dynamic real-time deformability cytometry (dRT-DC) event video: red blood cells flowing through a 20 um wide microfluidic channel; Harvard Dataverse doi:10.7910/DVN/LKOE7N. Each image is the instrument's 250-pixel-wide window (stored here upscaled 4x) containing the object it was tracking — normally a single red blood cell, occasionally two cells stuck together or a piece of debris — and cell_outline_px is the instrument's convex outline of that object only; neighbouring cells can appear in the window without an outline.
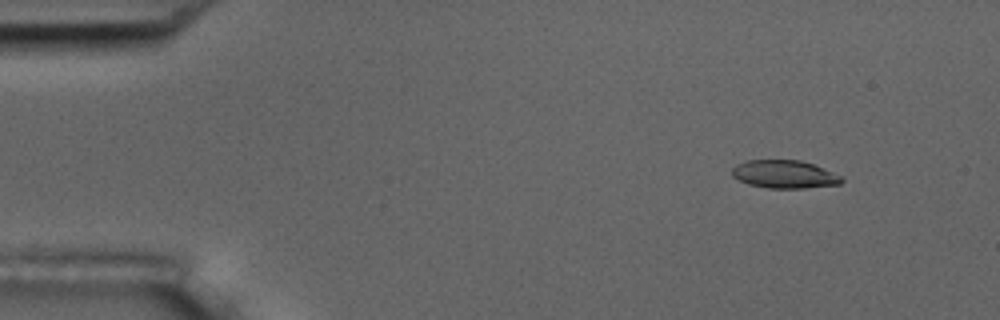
{"species": "common noctule bat (a hibernating species)", "species_latin": "Nyctalus noctula", "temperature_condition": "room temperature", "stored_images_in_passage": 5, "camera_frame_rate_fps": 3000, "um_per_image_px": 0.085, "animal": {"sex": "male", "body_mass_g": 17.5, "forearm_length_mm": 52.3}, "frame": {"image": 1, "passage_image": 2, "time_ms": 1.0, "image_size_px": [1000, 320], "cell_outline_px": [[844, 180], [840, 184], [804, 188], [768, 188], [748, 184], [732, 176], [732, 168], [736, 164], [748, 160], [800, 160], [812, 164], [840, 176]], "centroid_in_image_um": [66.64, 14.81], "position_along_channel_um": 18.4, "area_um2": 17.69}}
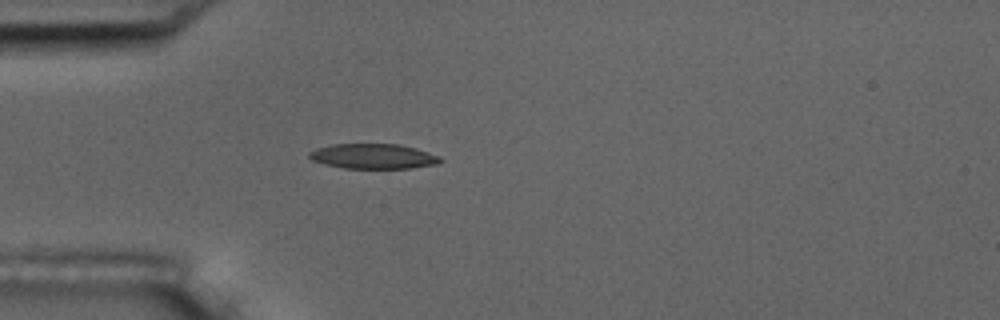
{"frame": {"image": 2, "passage_image": 5, "time_ms": 4.333, "image_size_px": [1000, 320], "cell_outline_px": [[444, 160], [440, 164], [412, 168], [344, 168], [324, 164], [312, 160], [308, 156], [308, 152], [316, 148], [332, 144], [400, 144], [416, 148], [440, 156]], "centroid_in_image_um": [31.76, 13.28], "position_along_channel_um": 53.2, "area_um2": 19.31}}